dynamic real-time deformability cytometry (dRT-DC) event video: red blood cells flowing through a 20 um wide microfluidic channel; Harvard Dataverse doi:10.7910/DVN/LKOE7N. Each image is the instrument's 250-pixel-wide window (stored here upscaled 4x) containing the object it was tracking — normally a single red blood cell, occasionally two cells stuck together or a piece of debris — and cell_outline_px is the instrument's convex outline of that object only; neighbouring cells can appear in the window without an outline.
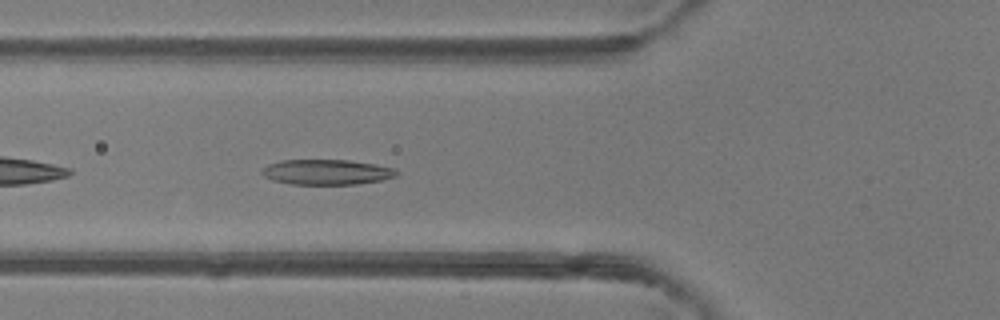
{"species": "common noctule bat (a hibernating species)", "species_latin": "Nyctalus noctula", "temperature_condition": "room temperature", "stored_images_in_passage": 35, "camera_frame_rate_fps": 3000, "um_per_image_px": 0.085, "animal": {"sex": "female"}, "frame": {"image": 1, "passage_image": 4, "time_ms": 1.0, "image_size_px": [1000, 320], "cell_outline_px": [[400, 172], [396, 176], [380, 180], [356, 184], [292, 184], [272, 180], [264, 176], [260, 172], [260, 168], [268, 164], [280, 160], [348, 160], [376, 164], [396, 168]], "centroid_in_image_um": [27.75, 14.62], "position_along_channel_um": 98.0, "area_um2": 19.94}}
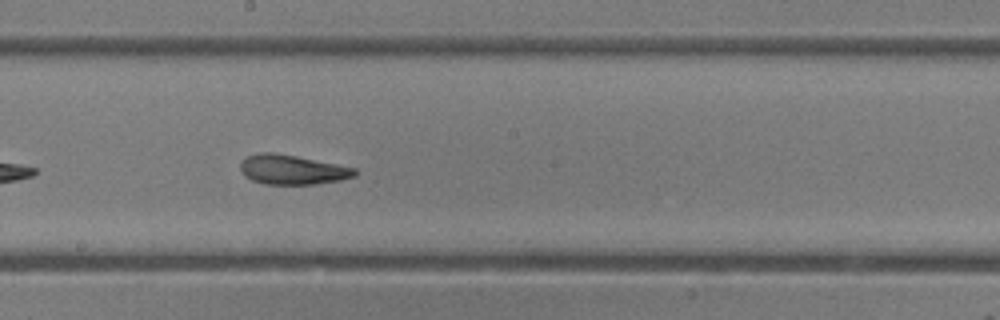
{"frame": {"image": 2, "passage_image": 13, "time_ms": 4.0, "image_size_px": [1000, 320], "cell_outline_px": [[356, 176], [340, 180], [316, 184], [264, 184], [252, 180], [244, 176], [240, 168], [240, 164], [248, 156], [260, 152], [272, 152], [296, 156], [356, 168]], "centroid_in_image_um": [24.84, 14.43], "position_along_channel_um": 223.4, "area_um2": 19.59}}
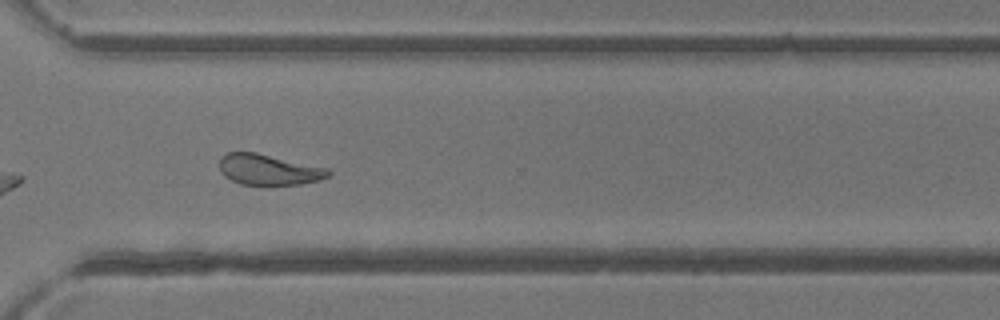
{"frame": {"image": 3, "passage_image": 22, "time_ms": 7.0, "image_size_px": [1000, 320], "cell_outline_px": [[332, 172], [328, 176], [320, 180], [300, 184], [240, 184], [224, 176], [220, 172], [220, 156], [228, 152], [256, 152], [328, 168]], "centroid_in_image_um": [22.83, 14.4], "position_along_channel_um": 347.8, "area_um2": 19.42}, "authors_computed_cell_mechanics": {"area_um2": 19.941, "velocity_mm_per_s": 4.1601, "shape_relaxation_time_tau1_ms": 3.4698, "shape_relaxation_time_tau2_ms": 1.7463, "deformation_change_tau1": 0.1403, "deformation_change_tau2": 0.0942}}